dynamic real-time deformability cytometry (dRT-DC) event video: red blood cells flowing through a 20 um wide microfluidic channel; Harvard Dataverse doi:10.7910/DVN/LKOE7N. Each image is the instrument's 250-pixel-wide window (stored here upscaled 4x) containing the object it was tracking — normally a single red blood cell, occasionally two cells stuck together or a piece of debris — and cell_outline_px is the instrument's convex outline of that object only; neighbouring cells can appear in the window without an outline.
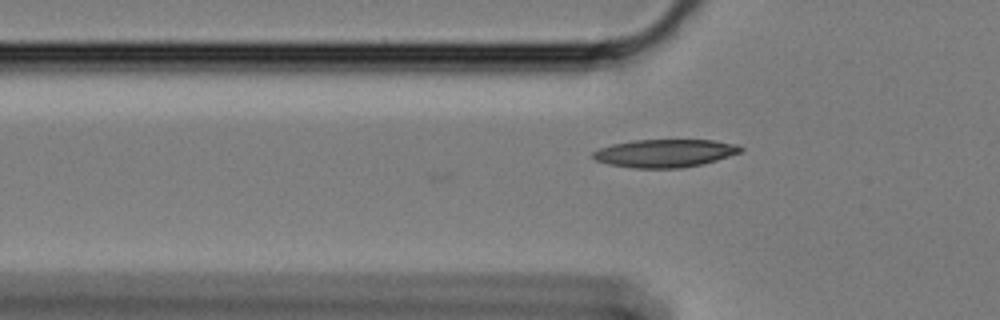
{"species": "Egyptian fruit bat (a non-hibernating species)", "species_latin": "Rousettus aegyptiacus", "temperature_condition": "cold", "stored_images_in_passage": 7, "camera_frame_rate_fps": 3000, "um_per_image_px": 0.085, "animal": {"sex": "female"}, "frame": {"image": 1, "passage_image": 2, "time_ms": 0.333, "image_size_px": [1000, 320], "cell_outline_px": [[744, 148], [740, 152], [716, 160], [700, 164], [680, 168], [632, 168], [608, 164], [596, 160], [592, 156], [592, 152], [600, 148], [612, 144], [632, 140], [716, 140], [736, 144]], "centroid_in_image_um": [56.49, 13.02], "position_along_channel_um": 69.3, "area_um2": 23.99}}
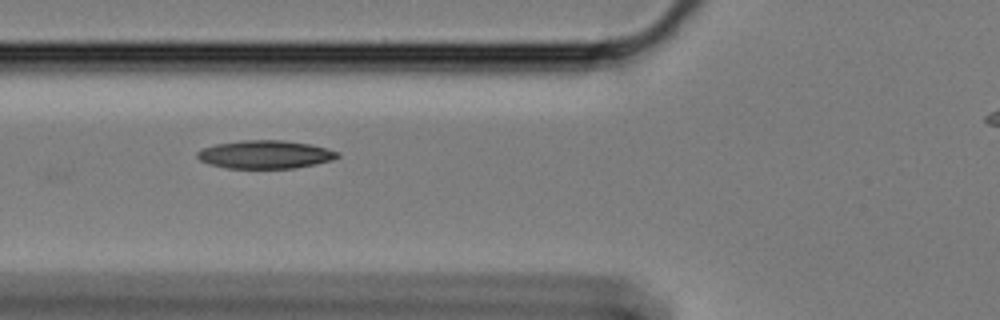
{"frame": {"image": 2, "passage_image": 5, "time_ms": 1.333, "image_size_px": [1000, 320], "cell_outline_px": [[340, 156], [332, 160], [316, 164], [292, 168], [228, 168], [208, 164], [200, 160], [196, 156], [196, 152], [204, 148], [216, 144], [240, 140], [284, 140], [308, 144], [340, 152]], "centroid_in_image_um": [22.52, 13.13], "position_along_channel_um": 103.3, "area_um2": 22.95}}